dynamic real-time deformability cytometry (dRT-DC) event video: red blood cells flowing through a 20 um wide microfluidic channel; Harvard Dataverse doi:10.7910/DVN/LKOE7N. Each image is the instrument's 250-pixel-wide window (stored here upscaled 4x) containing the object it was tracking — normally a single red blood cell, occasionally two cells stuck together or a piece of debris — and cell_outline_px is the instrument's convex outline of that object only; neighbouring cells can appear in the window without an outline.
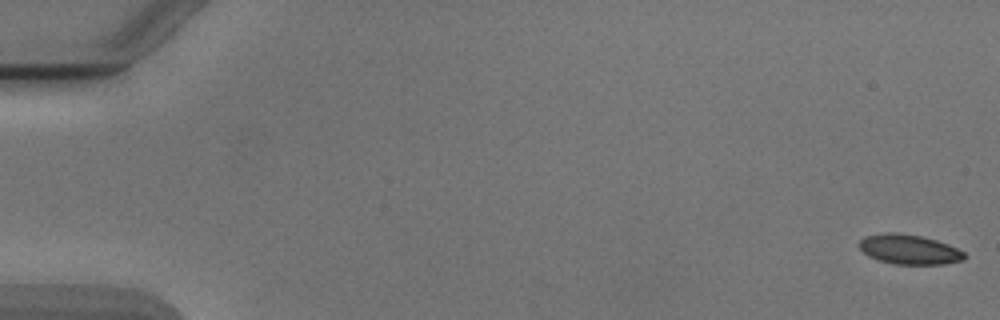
{"species": "Egyptian fruit bat (a non-hibernating species)", "species_latin": "Rousettus aegyptiacus", "temperature_condition": "cold", "stored_images_in_passage": 6, "segment_of_instrument_passage": [1, 2], "camera_frame_rate_fps": 3000, "um_per_image_px": 0.085, "animal": {"sex": "male"}, "frame": {"image": 1, "passage_image": 1, "time_ms": 0.0, "image_size_px": [1000, 320], "cell_outline_px": [[968, 256], [964, 260], [944, 264], [896, 264], [880, 260], [868, 256], [856, 244], [864, 236], [884, 232], [900, 232], [920, 236], [936, 240], [948, 244], [964, 252]], "centroid_in_image_um": [77.27, 21.19], "position_along_channel_um": 7.7, "area_um2": 18.38}}